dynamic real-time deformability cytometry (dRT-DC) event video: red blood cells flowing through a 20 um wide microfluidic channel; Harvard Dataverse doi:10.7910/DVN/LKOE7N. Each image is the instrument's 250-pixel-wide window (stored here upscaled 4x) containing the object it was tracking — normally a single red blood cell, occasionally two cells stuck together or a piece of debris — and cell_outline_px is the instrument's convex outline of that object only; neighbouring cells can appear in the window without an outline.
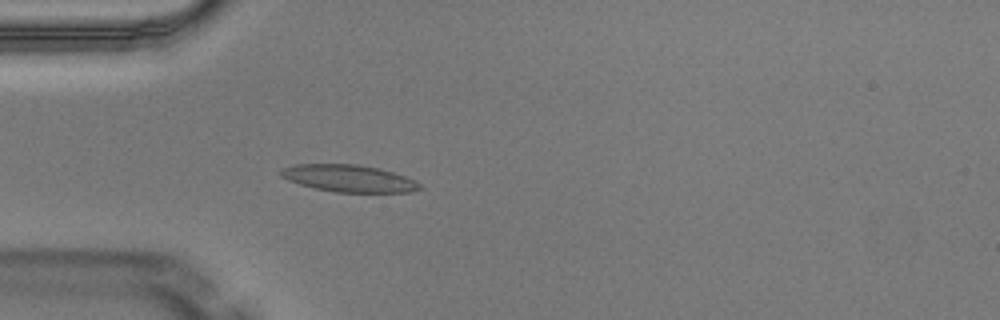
{"species": "Egyptian fruit bat (a non-hibernating species)", "species_latin": "Rousettus aegyptiacus", "temperature_condition": "warm", "stored_images_in_passage": 3, "camera_frame_rate_fps": 3000, "um_per_image_px": 0.085, "animal": {"sex": "male"}, "frame": {"image": 1, "passage_image": 3, "time_ms": 0.667, "image_size_px": [1000, 320], "cell_outline_px": [[424, 188], [412, 192], [336, 192], [316, 188], [300, 184], [288, 180], [280, 176], [280, 172], [284, 168], [292, 164], [360, 164], [380, 168], [416, 180]], "centroid_in_image_um": [29.68, 15.16], "position_along_channel_um": 55.3, "area_um2": 21.96}}